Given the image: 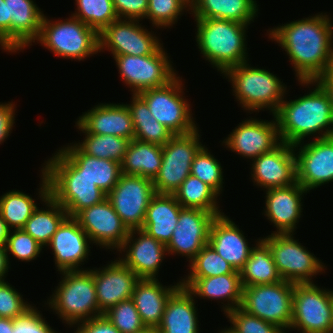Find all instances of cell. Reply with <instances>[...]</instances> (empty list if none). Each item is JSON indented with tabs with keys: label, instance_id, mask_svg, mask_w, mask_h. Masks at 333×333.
I'll return each mask as SVG.
<instances>
[{
	"label": "cell",
	"instance_id": "obj_22",
	"mask_svg": "<svg viewBox=\"0 0 333 333\" xmlns=\"http://www.w3.org/2000/svg\"><path fill=\"white\" fill-rule=\"evenodd\" d=\"M93 243L74 217H67L46 246L52 249L56 271L87 270L81 268L91 256ZM81 268V269H80Z\"/></svg>",
	"mask_w": 333,
	"mask_h": 333
},
{
	"label": "cell",
	"instance_id": "obj_56",
	"mask_svg": "<svg viewBox=\"0 0 333 333\" xmlns=\"http://www.w3.org/2000/svg\"><path fill=\"white\" fill-rule=\"evenodd\" d=\"M10 229L0 214V244L5 245L9 237Z\"/></svg>",
	"mask_w": 333,
	"mask_h": 333
},
{
	"label": "cell",
	"instance_id": "obj_52",
	"mask_svg": "<svg viewBox=\"0 0 333 333\" xmlns=\"http://www.w3.org/2000/svg\"><path fill=\"white\" fill-rule=\"evenodd\" d=\"M16 108V104L13 101L8 103L0 102V145H2L12 133L15 124Z\"/></svg>",
	"mask_w": 333,
	"mask_h": 333
},
{
	"label": "cell",
	"instance_id": "obj_36",
	"mask_svg": "<svg viewBox=\"0 0 333 333\" xmlns=\"http://www.w3.org/2000/svg\"><path fill=\"white\" fill-rule=\"evenodd\" d=\"M244 264L239 271L243 287L257 284H273L282 281L276 264L273 260L269 246L259 237Z\"/></svg>",
	"mask_w": 333,
	"mask_h": 333
},
{
	"label": "cell",
	"instance_id": "obj_54",
	"mask_svg": "<svg viewBox=\"0 0 333 333\" xmlns=\"http://www.w3.org/2000/svg\"><path fill=\"white\" fill-rule=\"evenodd\" d=\"M314 81H316L327 94L333 111V66L319 75Z\"/></svg>",
	"mask_w": 333,
	"mask_h": 333
},
{
	"label": "cell",
	"instance_id": "obj_12",
	"mask_svg": "<svg viewBox=\"0 0 333 333\" xmlns=\"http://www.w3.org/2000/svg\"><path fill=\"white\" fill-rule=\"evenodd\" d=\"M199 126L187 134H176L162 146V164L153 180L157 194H173L190 175L191 164L203 146Z\"/></svg>",
	"mask_w": 333,
	"mask_h": 333
},
{
	"label": "cell",
	"instance_id": "obj_47",
	"mask_svg": "<svg viewBox=\"0 0 333 333\" xmlns=\"http://www.w3.org/2000/svg\"><path fill=\"white\" fill-rule=\"evenodd\" d=\"M230 321L228 329L232 333H284L278 326L250 315L240 307L225 314Z\"/></svg>",
	"mask_w": 333,
	"mask_h": 333
},
{
	"label": "cell",
	"instance_id": "obj_1",
	"mask_svg": "<svg viewBox=\"0 0 333 333\" xmlns=\"http://www.w3.org/2000/svg\"><path fill=\"white\" fill-rule=\"evenodd\" d=\"M268 38L286 52L298 80H315L333 66V20L327 13L282 23Z\"/></svg>",
	"mask_w": 333,
	"mask_h": 333
},
{
	"label": "cell",
	"instance_id": "obj_9",
	"mask_svg": "<svg viewBox=\"0 0 333 333\" xmlns=\"http://www.w3.org/2000/svg\"><path fill=\"white\" fill-rule=\"evenodd\" d=\"M182 81V76L177 75L167 85L138 94L148 105L152 116L173 135L187 134L198 128L190 108L192 104L184 96Z\"/></svg>",
	"mask_w": 333,
	"mask_h": 333
},
{
	"label": "cell",
	"instance_id": "obj_45",
	"mask_svg": "<svg viewBox=\"0 0 333 333\" xmlns=\"http://www.w3.org/2000/svg\"><path fill=\"white\" fill-rule=\"evenodd\" d=\"M5 247L8 259L12 255L22 262L37 260L44 248L23 229L10 230Z\"/></svg>",
	"mask_w": 333,
	"mask_h": 333
},
{
	"label": "cell",
	"instance_id": "obj_57",
	"mask_svg": "<svg viewBox=\"0 0 333 333\" xmlns=\"http://www.w3.org/2000/svg\"><path fill=\"white\" fill-rule=\"evenodd\" d=\"M14 320L0 317V333H13Z\"/></svg>",
	"mask_w": 333,
	"mask_h": 333
},
{
	"label": "cell",
	"instance_id": "obj_4",
	"mask_svg": "<svg viewBox=\"0 0 333 333\" xmlns=\"http://www.w3.org/2000/svg\"><path fill=\"white\" fill-rule=\"evenodd\" d=\"M41 170L47 177L49 195L69 217L84 208L101 203L107 194L82 174L58 149L44 161Z\"/></svg>",
	"mask_w": 333,
	"mask_h": 333
},
{
	"label": "cell",
	"instance_id": "obj_39",
	"mask_svg": "<svg viewBox=\"0 0 333 333\" xmlns=\"http://www.w3.org/2000/svg\"><path fill=\"white\" fill-rule=\"evenodd\" d=\"M75 126L80 133H84V139L75 144L87 155L101 159L122 162L123 156L128 148L130 140L113 135H96L87 133L77 122Z\"/></svg>",
	"mask_w": 333,
	"mask_h": 333
},
{
	"label": "cell",
	"instance_id": "obj_44",
	"mask_svg": "<svg viewBox=\"0 0 333 333\" xmlns=\"http://www.w3.org/2000/svg\"><path fill=\"white\" fill-rule=\"evenodd\" d=\"M211 150L203 145L196 153L191 164L190 174L210 186L219 196L223 190V167Z\"/></svg>",
	"mask_w": 333,
	"mask_h": 333
},
{
	"label": "cell",
	"instance_id": "obj_49",
	"mask_svg": "<svg viewBox=\"0 0 333 333\" xmlns=\"http://www.w3.org/2000/svg\"><path fill=\"white\" fill-rule=\"evenodd\" d=\"M33 305L34 307L23 317L14 320L13 333H58L50 326L36 305Z\"/></svg>",
	"mask_w": 333,
	"mask_h": 333
},
{
	"label": "cell",
	"instance_id": "obj_48",
	"mask_svg": "<svg viewBox=\"0 0 333 333\" xmlns=\"http://www.w3.org/2000/svg\"><path fill=\"white\" fill-rule=\"evenodd\" d=\"M33 307L8 281H0V317L15 320Z\"/></svg>",
	"mask_w": 333,
	"mask_h": 333
},
{
	"label": "cell",
	"instance_id": "obj_27",
	"mask_svg": "<svg viewBox=\"0 0 333 333\" xmlns=\"http://www.w3.org/2000/svg\"><path fill=\"white\" fill-rule=\"evenodd\" d=\"M180 278L181 285L187 288L195 298L221 302L223 305L220 308L224 312L223 314L241 306L243 286L240 273L206 278Z\"/></svg>",
	"mask_w": 333,
	"mask_h": 333
},
{
	"label": "cell",
	"instance_id": "obj_46",
	"mask_svg": "<svg viewBox=\"0 0 333 333\" xmlns=\"http://www.w3.org/2000/svg\"><path fill=\"white\" fill-rule=\"evenodd\" d=\"M104 315L121 333H135L145 327L132 298L111 307Z\"/></svg>",
	"mask_w": 333,
	"mask_h": 333
},
{
	"label": "cell",
	"instance_id": "obj_11",
	"mask_svg": "<svg viewBox=\"0 0 333 333\" xmlns=\"http://www.w3.org/2000/svg\"><path fill=\"white\" fill-rule=\"evenodd\" d=\"M162 44L153 54L147 56L121 55L113 59L121 81L132 94L167 85L177 75L173 62ZM166 51V52H165Z\"/></svg>",
	"mask_w": 333,
	"mask_h": 333
},
{
	"label": "cell",
	"instance_id": "obj_2",
	"mask_svg": "<svg viewBox=\"0 0 333 333\" xmlns=\"http://www.w3.org/2000/svg\"><path fill=\"white\" fill-rule=\"evenodd\" d=\"M298 83L309 88L307 93L289 101L285 94L274 114L281 142L296 145L306 138L333 136V111L327 94L314 80H298Z\"/></svg>",
	"mask_w": 333,
	"mask_h": 333
},
{
	"label": "cell",
	"instance_id": "obj_24",
	"mask_svg": "<svg viewBox=\"0 0 333 333\" xmlns=\"http://www.w3.org/2000/svg\"><path fill=\"white\" fill-rule=\"evenodd\" d=\"M107 263L102 268L92 269L98 307L103 314L121 301L132 298L135 284L140 279L118 258Z\"/></svg>",
	"mask_w": 333,
	"mask_h": 333
},
{
	"label": "cell",
	"instance_id": "obj_33",
	"mask_svg": "<svg viewBox=\"0 0 333 333\" xmlns=\"http://www.w3.org/2000/svg\"><path fill=\"white\" fill-rule=\"evenodd\" d=\"M182 206L173 194H155L147 207L142 230L167 245L178 223Z\"/></svg>",
	"mask_w": 333,
	"mask_h": 333
},
{
	"label": "cell",
	"instance_id": "obj_7",
	"mask_svg": "<svg viewBox=\"0 0 333 333\" xmlns=\"http://www.w3.org/2000/svg\"><path fill=\"white\" fill-rule=\"evenodd\" d=\"M52 20L43 16L39 37L35 41L54 56L84 61L99 53V33L74 16Z\"/></svg>",
	"mask_w": 333,
	"mask_h": 333
},
{
	"label": "cell",
	"instance_id": "obj_53",
	"mask_svg": "<svg viewBox=\"0 0 333 333\" xmlns=\"http://www.w3.org/2000/svg\"><path fill=\"white\" fill-rule=\"evenodd\" d=\"M0 49L11 53V18L4 0H0Z\"/></svg>",
	"mask_w": 333,
	"mask_h": 333
},
{
	"label": "cell",
	"instance_id": "obj_3",
	"mask_svg": "<svg viewBox=\"0 0 333 333\" xmlns=\"http://www.w3.org/2000/svg\"><path fill=\"white\" fill-rule=\"evenodd\" d=\"M198 51L217 72L249 61L247 34L250 25L224 19H194Z\"/></svg>",
	"mask_w": 333,
	"mask_h": 333
},
{
	"label": "cell",
	"instance_id": "obj_17",
	"mask_svg": "<svg viewBox=\"0 0 333 333\" xmlns=\"http://www.w3.org/2000/svg\"><path fill=\"white\" fill-rule=\"evenodd\" d=\"M272 117L271 121L252 116L245 118L221 141L223 147L250 161L272 151L281 143L276 118Z\"/></svg>",
	"mask_w": 333,
	"mask_h": 333
},
{
	"label": "cell",
	"instance_id": "obj_16",
	"mask_svg": "<svg viewBox=\"0 0 333 333\" xmlns=\"http://www.w3.org/2000/svg\"><path fill=\"white\" fill-rule=\"evenodd\" d=\"M293 147L296 179L305 190L309 192L333 182V136L305 140Z\"/></svg>",
	"mask_w": 333,
	"mask_h": 333
},
{
	"label": "cell",
	"instance_id": "obj_25",
	"mask_svg": "<svg viewBox=\"0 0 333 333\" xmlns=\"http://www.w3.org/2000/svg\"><path fill=\"white\" fill-rule=\"evenodd\" d=\"M82 113L76 122L87 133L134 139V126L126 104L98 103Z\"/></svg>",
	"mask_w": 333,
	"mask_h": 333
},
{
	"label": "cell",
	"instance_id": "obj_19",
	"mask_svg": "<svg viewBox=\"0 0 333 333\" xmlns=\"http://www.w3.org/2000/svg\"><path fill=\"white\" fill-rule=\"evenodd\" d=\"M115 253H119L118 259L124 265L144 279H158L163 260L168 256L166 245L142 229L130 230L128 237Z\"/></svg>",
	"mask_w": 333,
	"mask_h": 333
},
{
	"label": "cell",
	"instance_id": "obj_50",
	"mask_svg": "<svg viewBox=\"0 0 333 333\" xmlns=\"http://www.w3.org/2000/svg\"><path fill=\"white\" fill-rule=\"evenodd\" d=\"M118 18L144 20L147 15L148 0H112Z\"/></svg>",
	"mask_w": 333,
	"mask_h": 333
},
{
	"label": "cell",
	"instance_id": "obj_38",
	"mask_svg": "<svg viewBox=\"0 0 333 333\" xmlns=\"http://www.w3.org/2000/svg\"><path fill=\"white\" fill-rule=\"evenodd\" d=\"M173 195L183 208L201 209L211 212L215 216L224 213L218 204L219 195L210 186L191 174Z\"/></svg>",
	"mask_w": 333,
	"mask_h": 333
},
{
	"label": "cell",
	"instance_id": "obj_37",
	"mask_svg": "<svg viewBox=\"0 0 333 333\" xmlns=\"http://www.w3.org/2000/svg\"><path fill=\"white\" fill-rule=\"evenodd\" d=\"M131 96L132 101L126 105L134 126V139L159 146L165 145L173 136L171 131L152 116L148 105L138 94Z\"/></svg>",
	"mask_w": 333,
	"mask_h": 333
},
{
	"label": "cell",
	"instance_id": "obj_18",
	"mask_svg": "<svg viewBox=\"0 0 333 333\" xmlns=\"http://www.w3.org/2000/svg\"><path fill=\"white\" fill-rule=\"evenodd\" d=\"M74 218L91 242L100 249L117 251L130 232L107 198L101 203L82 209Z\"/></svg>",
	"mask_w": 333,
	"mask_h": 333
},
{
	"label": "cell",
	"instance_id": "obj_40",
	"mask_svg": "<svg viewBox=\"0 0 333 333\" xmlns=\"http://www.w3.org/2000/svg\"><path fill=\"white\" fill-rule=\"evenodd\" d=\"M31 194L10 190L0 196V214L10 230L23 229L26 221L38 207Z\"/></svg>",
	"mask_w": 333,
	"mask_h": 333
},
{
	"label": "cell",
	"instance_id": "obj_51",
	"mask_svg": "<svg viewBox=\"0 0 333 333\" xmlns=\"http://www.w3.org/2000/svg\"><path fill=\"white\" fill-rule=\"evenodd\" d=\"M72 327L76 330L73 333H121L105 315L93 317Z\"/></svg>",
	"mask_w": 333,
	"mask_h": 333
},
{
	"label": "cell",
	"instance_id": "obj_31",
	"mask_svg": "<svg viewBox=\"0 0 333 333\" xmlns=\"http://www.w3.org/2000/svg\"><path fill=\"white\" fill-rule=\"evenodd\" d=\"M180 285L167 300L162 320L157 327L160 333H199L196 299Z\"/></svg>",
	"mask_w": 333,
	"mask_h": 333
},
{
	"label": "cell",
	"instance_id": "obj_21",
	"mask_svg": "<svg viewBox=\"0 0 333 333\" xmlns=\"http://www.w3.org/2000/svg\"><path fill=\"white\" fill-rule=\"evenodd\" d=\"M251 180L261 190L295 184L296 157L293 145L281 142L272 151L250 162Z\"/></svg>",
	"mask_w": 333,
	"mask_h": 333
},
{
	"label": "cell",
	"instance_id": "obj_60",
	"mask_svg": "<svg viewBox=\"0 0 333 333\" xmlns=\"http://www.w3.org/2000/svg\"><path fill=\"white\" fill-rule=\"evenodd\" d=\"M331 330L330 333H333V308H332V314H331Z\"/></svg>",
	"mask_w": 333,
	"mask_h": 333
},
{
	"label": "cell",
	"instance_id": "obj_34",
	"mask_svg": "<svg viewBox=\"0 0 333 333\" xmlns=\"http://www.w3.org/2000/svg\"><path fill=\"white\" fill-rule=\"evenodd\" d=\"M194 19H224L250 25L259 14L256 0H192Z\"/></svg>",
	"mask_w": 333,
	"mask_h": 333
},
{
	"label": "cell",
	"instance_id": "obj_23",
	"mask_svg": "<svg viewBox=\"0 0 333 333\" xmlns=\"http://www.w3.org/2000/svg\"><path fill=\"white\" fill-rule=\"evenodd\" d=\"M265 192V209L262 215L269 220L275 231L271 234L294 233L303 210V197L308 192L298 182L287 187L270 188Z\"/></svg>",
	"mask_w": 333,
	"mask_h": 333
},
{
	"label": "cell",
	"instance_id": "obj_59",
	"mask_svg": "<svg viewBox=\"0 0 333 333\" xmlns=\"http://www.w3.org/2000/svg\"><path fill=\"white\" fill-rule=\"evenodd\" d=\"M218 333H232V332L227 327H225L221 331L219 330Z\"/></svg>",
	"mask_w": 333,
	"mask_h": 333
},
{
	"label": "cell",
	"instance_id": "obj_14",
	"mask_svg": "<svg viewBox=\"0 0 333 333\" xmlns=\"http://www.w3.org/2000/svg\"><path fill=\"white\" fill-rule=\"evenodd\" d=\"M140 22L141 20L118 18L106 26L99 33V53L111 51L112 57L153 54L163 43L156 32L149 31Z\"/></svg>",
	"mask_w": 333,
	"mask_h": 333
},
{
	"label": "cell",
	"instance_id": "obj_58",
	"mask_svg": "<svg viewBox=\"0 0 333 333\" xmlns=\"http://www.w3.org/2000/svg\"><path fill=\"white\" fill-rule=\"evenodd\" d=\"M135 333H160L157 327L145 326L141 330H138Z\"/></svg>",
	"mask_w": 333,
	"mask_h": 333
},
{
	"label": "cell",
	"instance_id": "obj_10",
	"mask_svg": "<svg viewBox=\"0 0 333 333\" xmlns=\"http://www.w3.org/2000/svg\"><path fill=\"white\" fill-rule=\"evenodd\" d=\"M294 285L282 280L273 284L243 287L240 308L250 315L278 326L284 333H289Z\"/></svg>",
	"mask_w": 333,
	"mask_h": 333
},
{
	"label": "cell",
	"instance_id": "obj_30",
	"mask_svg": "<svg viewBox=\"0 0 333 333\" xmlns=\"http://www.w3.org/2000/svg\"><path fill=\"white\" fill-rule=\"evenodd\" d=\"M180 285V280L168 286L163 285L159 279L140 278L137 281L132 299L145 326H159L167 300Z\"/></svg>",
	"mask_w": 333,
	"mask_h": 333
},
{
	"label": "cell",
	"instance_id": "obj_20",
	"mask_svg": "<svg viewBox=\"0 0 333 333\" xmlns=\"http://www.w3.org/2000/svg\"><path fill=\"white\" fill-rule=\"evenodd\" d=\"M216 216L196 208H181L178 223L166 245L168 255L185 256L190 262L208 244L209 231Z\"/></svg>",
	"mask_w": 333,
	"mask_h": 333
},
{
	"label": "cell",
	"instance_id": "obj_41",
	"mask_svg": "<svg viewBox=\"0 0 333 333\" xmlns=\"http://www.w3.org/2000/svg\"><path fill=\"white\" fill-rule=\"evenodd\" d=\"M74 3L76 11L71 15L98 33L118 19L112 0H75Z\"/></svg>",
	"mask_w": 333,
	"mask_h": 333
},
{
	"label": "cell",
	"instance_id": "obj_15",
	"mask_svg": "<svg viewBox=\"0 0 333 333\" xmlns=\"http://www.w3.org/2000/svg\"><path fill=\"white\" fill-rule=\"evenodd\" d=\"M155 194L153 180L122 173L107 199L122 222L132 230L142 228L147 207Z\"/></svg>",
	"mask_w": 333,
	"mask_h": 333
},
{
	"label": "cell",
	"instance_id": "obj_55",
	"mask_svg": "<svg viewBox=\"0 0 333 333\" xmlns=\"http://www.w3.org/2000/svg\"><path fill=\"white\" fill-rule=\"evenodd\" d=\"M11 261L8 259L5 245L0 244V281H4L11 269Z\"/></svg>",
	"mask_w": 333,
	"mask_h": 333
},
{
	"label": "cell",
	"instance_id": "obj_43",
	"mask_svg": "<svg viewBox=\"0 0 333 333\" xmlns=\"http://www.w3.org/2000/svg\"><path fill=\"white\" fill-rule=\"evenodd\" d=\"M187 11H191L189 0H148L145 19H149L155 29H169Z\"/></svg>",
	"mask_w": 333,
	"mask_h": 333
},
{
	"label": "cell",
	"instance_id": "obj_26",
	"mask_svg": "<svg viewBox=\"0 0 333 333\" xmlns=\"http://www.w3.org/2000/svg\"><path fill=\"white\" fill-rule=\"evenodd\" d=\"M245 237L239 226L225 213L218 215L212 221L208 244L226 260L236 271H240L253 246Z\"/></svg>",
	"mask_w": 333,
	"mask_h": 333
},
{
	"label": "cell",
	"instance_id": "obj_8",
	"mask_svg": "<svg viewBox=\"0 0 333 333\" xmlns=\"http://www.w3.org/2000/svg\"><path fill=\"white\" fill-rule=\"evenodd\" d=\"M293 235L273 233L261 239L269 246L282 280L294 284L314 283L313 279L325 273L327 267Z\"/></svg>",
	"mask_w": 333,
	"mask_h": 333
},
{
	"label": "cell",
	"instance_id": "obj_28",
	"mask_svg": "<svg viewBox=\"0 0 333 333\" xmlns=\"http://www.w3.org/2000/svg\"><path fill=\"white\" fill-rule=\"evenodd\" d=\"M40 188L38 190V199L41 204L37 207L31 217L26 221L23 230L31 235L42 247L50 243L52 236L58 230L61 223L68 217L67 211L49 195V184L46 175L40 169ZM40 208V209H39Z\"/></svg>",
	"mask_w": 333,
	"mask_h": 333
},
{
	"label": "cell",
	"instance_id": "obj_42",
	"mask_svg": "<svg viewBox=\"0 0 333 333\" xmlns=\"http://www.w3.org/2000/svg\"><path fill=\"white\" fill-rule=\"evenodd\" d=\"M184 278H206L229 273H240L224 260L209 244L189 262Z\"/></svg>",
	"mask_w": 333,
	"mask_h": 333
},
{
	"label": "cell",
	"instance_id": "obj_13",
	"mask_svg": "<svg viewBox=\"0 0 333 333\" xmlns=\"http://www.w3.org/2000/svg\"><path fill=\"white\" fill-rule=\"evenodd\" d=\"M333 290L316 283L295 284L289 331L330 333Z\"/></svg>",
	"mask_w": 333,
	"mask_h": 333
},
{
	"label": "cell",
	"instance_id": "obj_6",
	"mask_svg": "<svg viewBox=\"0 0 333 333\" xmlns=\"http://www.w3.org/2000/svg\"><path fill=\"white\" fill-rule=\"evenodd\" d=\"M58 274H61L58 286L44 304L57 314L62 323L72 327L93 317L104 315L98 307L91 268L62 271Z\"/></svg>",
	"mask_w": 333,
	"mask_h": 333
},
{
	"label": "cell",
	"instance_id": "obj_29",
	"mask_svg": "<svg viewBox=\"0 0 333 333\" xmlns=\"http://www.w3.org/2000/svg\"><path fill=\"white\" fill-rule=\"evenodd\" d=\"M11 18V53L24 51L39 37L44 13L35 0H4Z\"/></svg>",
	"mask_w": 333,
	"mask_h": 333
},
{
	"label": "cell",
	"instance_id": "obj_32",
	"mask_svg": "<svg viewBox=\"0 0 333 333\" xmlns=\"http://www.w3.org/2000/svg\"><path fill=\"white\" fill-rule=\"evenodd\" d=\"M58 149L83 175L106 194L113 189L122 175L120 163L87 155L75 142Z\"/></svg>",
	"mask_w": 333,
	"mask_h": 333
},
{
	"label": "cell",
	"instance_id": "obj_5",
	"mask_svg": "<svg viewBox=\"0 0 333 333\" xmlns=\"http://www.w3.org/2000/svg\"><path fill=\"white\" fill-rule=\"evenodd\" d=\"M250 62L227 69L222 77L232 85V93L238 105L246 113L268 111L274 115L287 92L283 80L266 68L253 67ZM282 80V81H281Z\"/></svg>",
	"mask_w": 333,
	"mask_h": 333
},
{
	"label": "cell",
	"instance_id": "obj_35",
	"mask_svg": "<svg viewBox=\"0 0 333 333\" xmlns=\"http://www.w3.org/2000/svg\"><path fill=\"white\" fill-rule=\"evenodd\" d=\"M161 164L162 146L136 139L130 141L120 163L123 174L138 175L150 180L158 175Z\"/></svg>",
	"mask_w": 333,
	"mask_h": 333
}]
</instances>
